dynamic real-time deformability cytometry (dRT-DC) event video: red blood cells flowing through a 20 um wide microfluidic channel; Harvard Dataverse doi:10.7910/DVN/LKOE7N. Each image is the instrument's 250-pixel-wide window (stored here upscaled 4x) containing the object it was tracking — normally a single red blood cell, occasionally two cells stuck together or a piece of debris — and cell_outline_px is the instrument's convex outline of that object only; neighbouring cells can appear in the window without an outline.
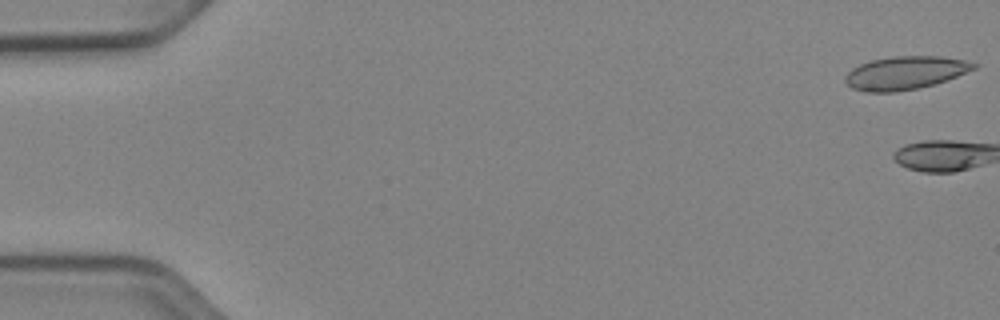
{"species": "Egyptian fruit bat (a non-hibernating species)", "species_latin": "Rousettus aegyptiacus", "temperature_condition": "cold", "stored_images_in_passage": 3, "camera_frame_rate_fps": 3000, "um_per_image_px": 0.085, "animal": {"sex": "female"}, "frame": {"image": 1, "passage_image": 1, "time_ms": 0.0, "image_size_px": [1000, 320], "cell_outline_px": [[980, 64], [976, 68], [948, 80], [916, 88], [896, 92], [864, 92], [852, 88], [844, 80], [844, 76], [852, 68], [868, 60], [892, 56], [940, 56], [964, 60]], "centroid_in_image_um": [76.92, 6.18], "position_along_channel_um": 8.1, "area_um2": 24.97}}